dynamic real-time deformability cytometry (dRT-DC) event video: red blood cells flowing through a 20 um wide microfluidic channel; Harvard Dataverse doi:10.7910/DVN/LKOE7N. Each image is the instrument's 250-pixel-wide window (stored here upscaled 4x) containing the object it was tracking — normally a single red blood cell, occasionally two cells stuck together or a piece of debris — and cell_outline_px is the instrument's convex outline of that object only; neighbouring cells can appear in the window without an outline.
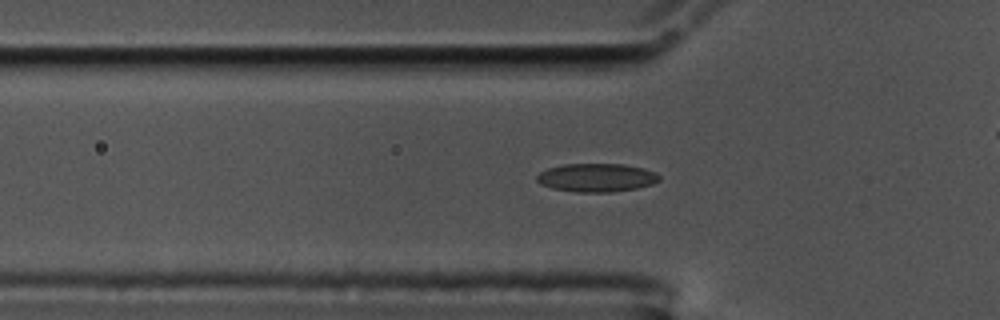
{"species": "common noctule bat (a hibernating species)", "species_latin": "Nyctalus noctula", "temperature_condition": "cold", "stored_images_in_passage": 24, "camera_frame_rate_fps": 3000, "um_per_image_px": 0.085, "animal": {"sex": "male", "body_mass_g": 17.5, "forearm_length_mm": 52.3}, "frame": {"image": 1, "passage_image": 3, "time_ms": 0.667, "image_size_px": [1000, 320], "cell_outline_px": [[660, 180], [652, 184], [636, 188], [612, 192], [576, 192], [552, 188], [540, 184], [536, 180], [536, 176], [540, 172], [548, 168], [564, 164], [624, 164], [644, 168], [656, 172], [660, 176]], "centroid_in_image_um": [50.71, 15.09], "position_along_channel_um": 75.1, "area_um2": 20.35}}
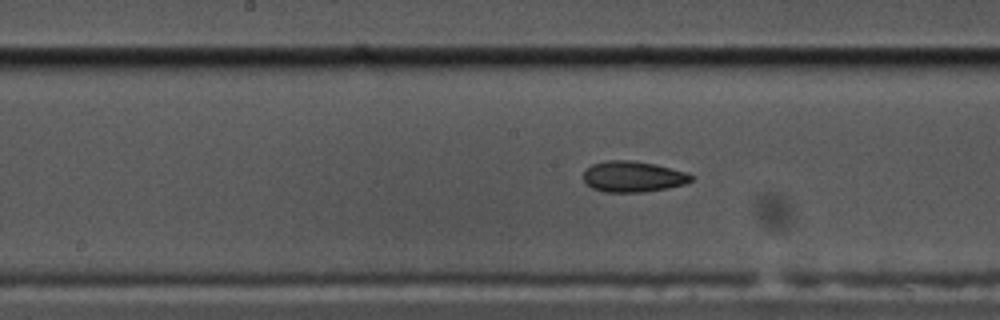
{"frame": {"image": 2, "passage_image": 13, "time_ms": 4.0, "image_size_px": [1000, 320], "cell_outline_px": [[692, 180], [684, 184], [668, 188], [644, 192], [604, 192], [592, 188], [584, 180], [584, 172], [592, 164], [604, 160], [632, 160], [656, 164], [688, 172], [692, 176]], "centroid_in_image_um": [53.82, 15.0], "position_along_channel_um": 194.4, "area_um2": 19.48}}
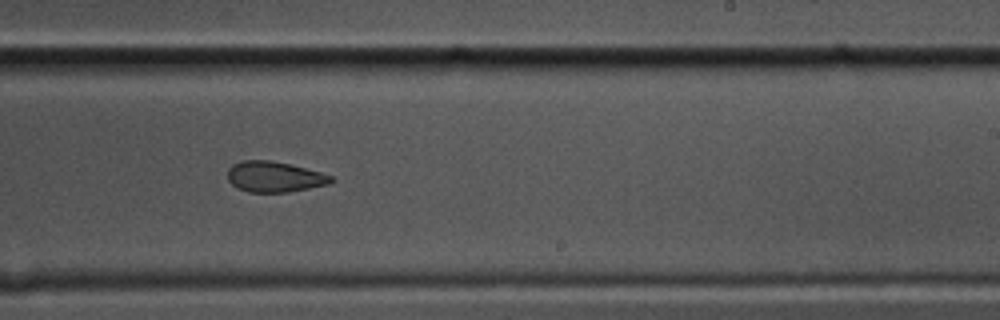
{"frame": {"image": 3, "passage_image": 19, "time_ms": 6.0, "image_size_px": [1000, 320], "cell_outline_px": [[336, 180], [328, 184], [288, 192], [248, 192], [236, 188], [228, 180], [228, 168], [232, 164], [240, 160], [272, 160], [320, 172], [332, 176]], "centroid_in_image_um": [23.29, 15.02], "position_along_channel_um": 265.7, "area_um2": 18.5}}